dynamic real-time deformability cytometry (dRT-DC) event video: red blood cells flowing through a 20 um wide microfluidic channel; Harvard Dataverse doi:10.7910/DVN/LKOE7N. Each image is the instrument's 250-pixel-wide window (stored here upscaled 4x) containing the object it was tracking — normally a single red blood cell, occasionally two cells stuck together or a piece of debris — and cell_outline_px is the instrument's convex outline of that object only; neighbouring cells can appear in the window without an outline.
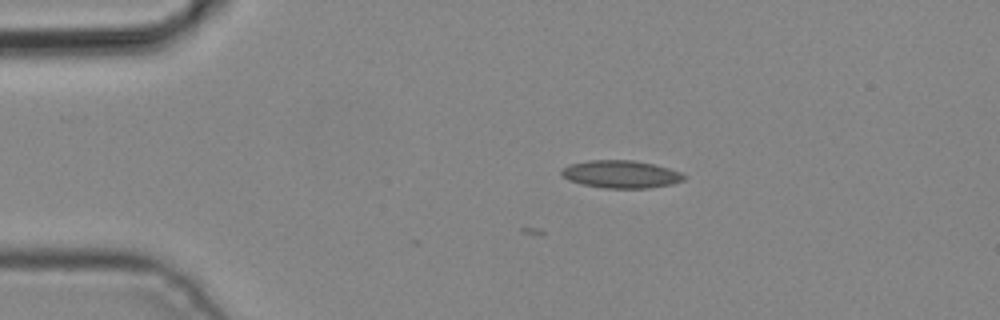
{"species": "common noctule bat (a hibernating species)", "species_latin": "Nyctalus noctula", "temperature_condition": "cold", "stored_images_in_passage": 5, "camera_frame_rate_fps": 3000, "um_per_image_px": 0.085, "animal": {"sex": "male", "body_mass_g": 19.2, "forearm_length_mm": 51.8}, "frame": {"image": 1, "passage_image": 3, "time_ms": 0.667, "image_size_px": [1000, 320], "cell_outline_px": [[684, 180], [672, 184], [648, 188], [604, 188], [580, 184], [568, 180], [560, 176], [560, 168], [568, 164], [588, 160], [632, 160], [652, 164], [668, 168], [680, 172], [684, 176]], "centroid_in_image_um": [52.69, 14.81], "position_along_channel_um": 32.3, "area_um2": 19.88}}
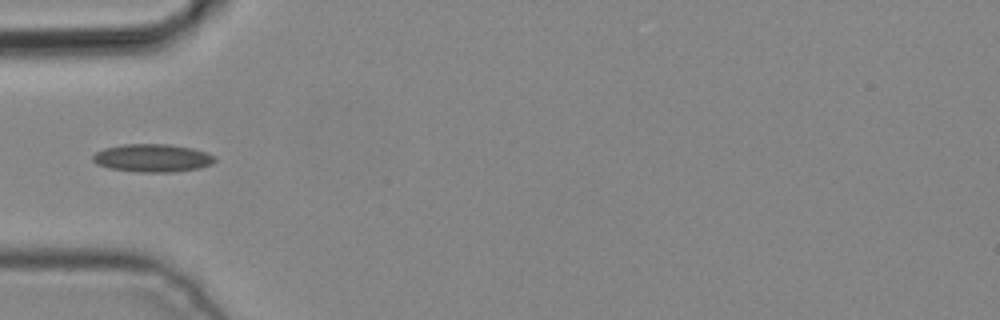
{"frame": {"image": 2, "passage_image": 5, "time_ms": 1.333, "image_size_px": [1000, 320], "cell_outline_px": [[216, 160], [212, 164], [200, 168], [176, 172], [136, 172], [108, 168], [96, 164], [92, 160], [92, 156], [96, 152], [104, 148], [124, 144], [172, 144], [192, 148], [216, 156]], "centroid_in_image_um": [12.96, 13.43], "position_along_channel_um": 72.0, "area_um2": 20.11}}